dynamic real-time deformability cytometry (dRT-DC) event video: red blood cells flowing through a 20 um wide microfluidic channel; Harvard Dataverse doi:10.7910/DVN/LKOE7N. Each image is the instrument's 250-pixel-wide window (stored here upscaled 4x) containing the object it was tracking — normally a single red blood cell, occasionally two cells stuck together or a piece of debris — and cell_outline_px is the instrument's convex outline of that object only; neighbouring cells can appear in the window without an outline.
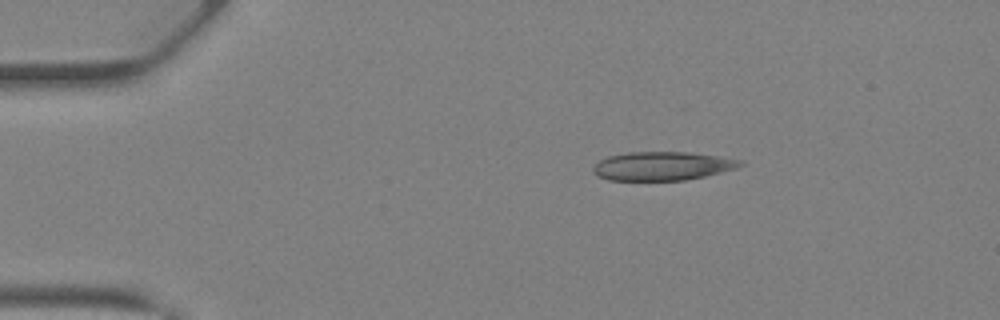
{"species": "Egyptian fruit bat (a non-hibernating species)", "species_latin": "Rousettus aegyptiacus", "temperature_condition": "warm", "stored_images_in_passage": 34, "camera_frame_rate_fps": 3000, "um_per_image_px": 0.085, "animal": {"sex": "female"}, "frame": {"image": 1, "passage_image": 1, "time_ms": 0.0, "image_size_px": [1000, 320], "cell_outline_px": [[744, 164], [736, 168], [704, 176], [684, 180], [608, 180], [596, 176], [592, 172], [592, 168], [600, 160], [608, 156], [628, 152], [688, 152], [744, 160]], "centroid_in_image_um": [56.27, 14.11], "position_along_channel_um": 28.7, "area_um2": 24.51}}
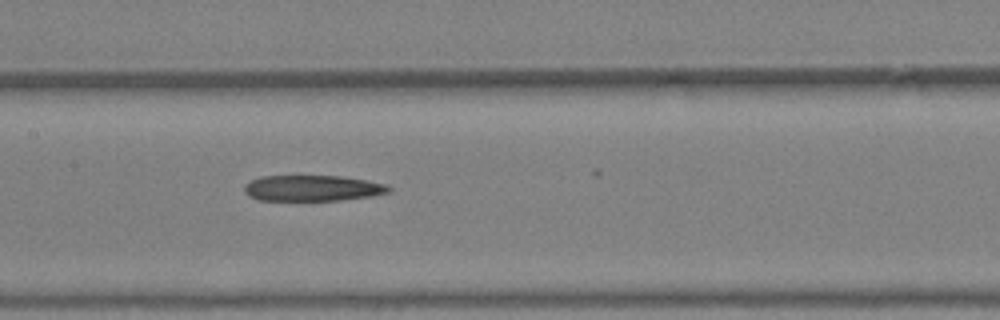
{"frame": {"image": 2, "passage_image": 14, "time_ms": 4.333, "image_size_px": [1000, 320], "cell_outline_px": [[392, 192], [372, 196], [340, 200], [260, 200], [248, 196], [244, 192], [244, 184], [260, 176], [340, 176], [364, 180], [384, 184], [392, 188]], "centroid_in_image_um": [26.54, 15.99], "position_along_channel_um": 180.9, "area_um2": 21.73}}
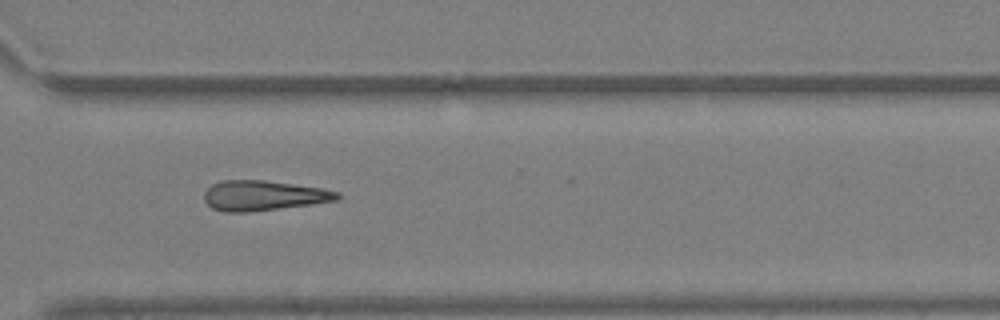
{"frame": {"image": 3, "passage_image": 24, "time_ms": 7.667, "image_size_px": [1000, 320], "cell_outline_px": [[340, 200], [312, 204], [248, 212], [224, 212], [212, 208], [204, 200], [204, 192], [212, 184], [220, 180], [264, 180], [320, 188], [340, 192]], "centroid_in_image_um": [22.38, 16.62], "position_along_channel_um": 348.2, "area_um2": 23.29}}